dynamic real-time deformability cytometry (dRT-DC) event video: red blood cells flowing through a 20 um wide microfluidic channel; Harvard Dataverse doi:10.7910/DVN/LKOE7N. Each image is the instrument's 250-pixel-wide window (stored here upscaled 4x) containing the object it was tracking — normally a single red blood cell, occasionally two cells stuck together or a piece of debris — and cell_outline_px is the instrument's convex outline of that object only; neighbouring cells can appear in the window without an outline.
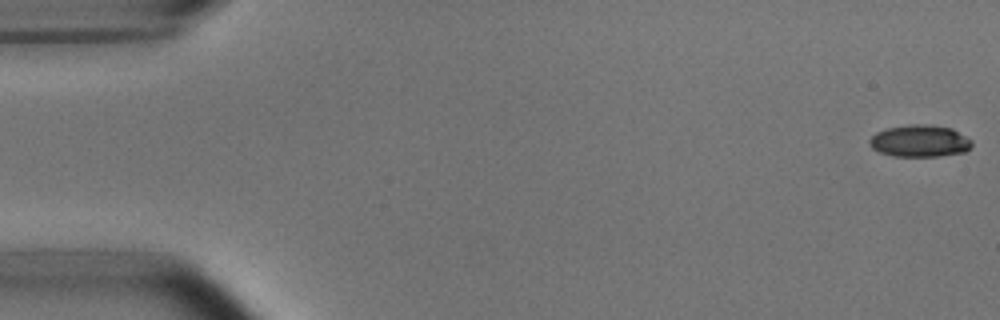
{"species": "common noctule bat (a hibernating species)", "species_latin": "Nyctalus noctula", "temperature_condition": "room temperature", "stored_images_in_passage": 53, "camera_frame_rate_fps": 3000, "um_per_image_px": 0.085, "animal": {"sex": "male", "body_mass_g": 15.6}, "frame": {"image": 1, "passage_image": 1, "time_ms": 0.0, "image_size_px": [1000, 320], "cell_outline_px": [[972, 144], [964, 152], [940, 156], [892, 156], [880, 152], [872, 148], [868, 144], [868, 140], [876, 132], [888, 128], [908, 124], [932, 124], [952, 128], [972, 140]], "centroid_in_image_um": [78.16, 11.97], "position_along_channel_um": 6.8, "area_um2": 19.19}}
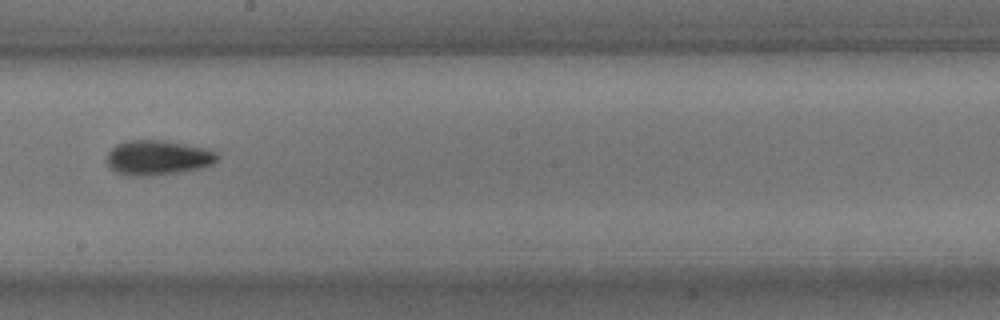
{"frame": {"image": 2, "passage_image": 30, "time_ms": 9.667, "image_size_px": [1000, 320], "cell_outline_px": [[220, 156], [212, 164], [204, 168], [180, 172], [152, 176], [124, 176], [116, 172], [108, 164], [108, 152], [116, 144], [124, 140], [168, 140], [204, 148], [216, 152]], "centroid_in_image_um": [13.42, 13.4], "position_along_channel_um": 234.8, "area_um2": 22.72}}
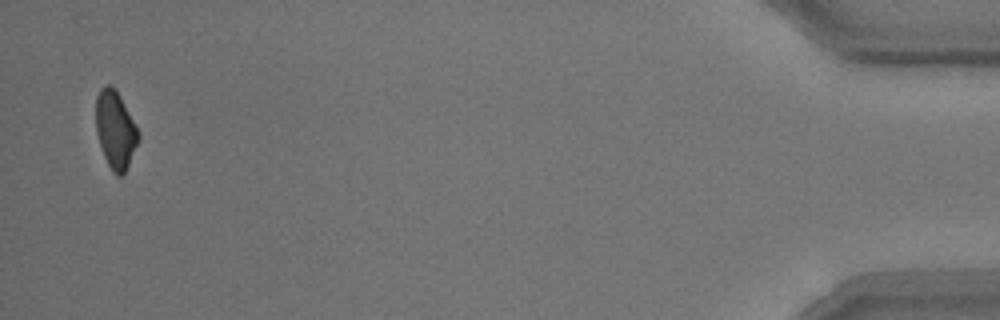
{"frame": {"image": 3, "passage_image": 52, "time_ms": 17.0, "image_size_px": [1000, 320], "cell_outline_px": [[140, 136], [128, 164], [124, 172], [120, 176], [116, 176], [112, 172], [104, 156], [96, 132], [96, 96], [100, 88], [104, 84], [108, 84], [116, 88]], "centroid_in_image_um": [9.77, 11.0], "position_along_channel_um": 425.4, "area_um2": 18.84}, "authors_computed_cell_mechanics": {"area_um2": 20.4034, "velocity_mm_per_s": 3.7769, "shape_relaxation_time_tau1_ms": 3.4543, "shape_relaxation_time_tau2_ms": 5.1367, "deformation_change_tau1": 0.1216, "deformation_change_tau2": 0.1188}}